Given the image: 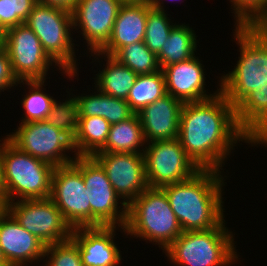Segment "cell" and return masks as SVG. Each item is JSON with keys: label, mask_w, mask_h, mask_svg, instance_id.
Here are the masks:
<instances>
[{"label": "cell", "mask_w": 267, "mask_h": 266, "mask_svg": "<svg viewBox=\"0 0 267 266\" xmlns=\"http://www.w3.org/2000/svg\"><path fill=\"white\" fill-rule=\"evenodd\" d=\"M260 144H262L263 146L267 147V136L264 139L261 138H257V139H253L250 143L251 146H260Z\"/></svg>", "instance_id": "39"}, {"label": "cell", "mask_w": 267, "mask_h": 266, "mask_svg": "<svg viewBox=\"0 0 267 266\" xmlns=\"http://www.w3.org/2000/svg\"><path fill=\"white\" fill-rule=\"evenodd\" d=\"M43 260L44 264L46 262L44 266H84L78 244L72 238L46 246Z\"/></svg>", "instance_id": "32"}, {"label": "cell", "mask_w": 267, "mask_h": 266, "mask_svg": "<svg viewBox=\"0 0 267 266\" xmlns=\"http://www.w3.org/2000/svg\"><path fill=\"white\" fill-rule=\"evenodd\" d=\"M0 266H9L0 247Z\"/></svg>", "instance_id": "41"}, {"label": "cell", "mask_w": 267, "mask_h": 266, "mask_svg": "<svg viewBox=\"0 0 267 266\" xmlns=\"http://www.w3.org/2000/svg\"><path fill=\"white\" fill-rule=\"evenodd\" d=\"M225 219L213 229L185 231L164 251L175 266H231L237 254L233 232Z\"/></svg>", "instance_id": "5"}, {"label": "cell", "mask_w": 267, "mask_h": 266, "mask_svg": "<svg viewBox=\"0 0 267 266\" xmlns=\"http://www.w3.org/2000/svg\"><path fill=\"white\" fill-rule=\"evenodd\" d=\"M148 12L149 4L145 0L124 1L118 11L110 39L99 52L113 56L124 46L144 41Z\"/></svg>", "instance_id": "20"}, {"label": "cell", "mask_w": 267, "mask_h": 266, "mask_svg": "<svg viewBox=\"0 0 267 266\" xmlns=\"http://www.w3.org/2000/svg\"><path fill=\"white\" fill-rule=\"evenodd\" d=\"M96 90L92 94L75 96L78 101L79 117L99 116L113 125L129 119L135 114L126 100L118 99L104 94L98 89Z\"/></svg>", "instance_id": "22"}, {"label": "cell", "mask_w": 267, "mask_h": 266, "mask_svg": "<svg viewBox=\"0 0 267 266\" xmlns=\"http://www.w3.org/2000/svg\"><path fill=\"white\" fill-rule=\"evenodd\" d=\"M1 45L6 49L14 76L18 81L45 80L50 67L62 71L69 80L78 75L63 71L45 52L39 38L25 24L9 28L2 34Z\"/></svg>", "instance_id": "8"}, {"label": "cell", "mask_w": 267, "mask_h": 266, "mask_svg": "<svg viewBox=\"0 0 267 266\" xmlns=\"http://www.w3.org/2000/svg\"><path fill=\"white\" fill-rule=\"evenodd\" d=\"M126 236L139 237L164 250L183 232L162 188L148 187L127 206Z\"/></svg>", "instance_id": "4"}, {"label": "cell", "mask_w": 267, "mask_h": 266, "mask_svg": "<svg viewBox=\"0 0 267 266\" xmlns=\"http://www.w3.org/2000/svg\"><path fill=\"white\" fill-rule=\"evenodd\" d=\"M183 104L167 94L137 113L146 143L177 139Z\"/></svg>", "instance_id": "19"}, {"label": "cell", "mask_w": 267, "mask_h": 266, "mask_svg": "<svg viewBox=\"0 0 267 266\" xmlns=\"http://www.w3.org/2000/svg\"><path fill=\"white\" fill-rule=\"evenodd\" d=\"M90 195L81 174V156L54 167L49 198L72 229L90 227Z\"/></svg>", "instance_id": "10"}, {"label": "cell", "mask_w": 267, "mask_h": 266, "mask_svg": "<svg viewBox=\"0 0 267 266\" xmlns=\"http://www.w3.org/2000/svg\"><path fill=\"white\" fill-rule=\"evenodd\" d=\"M189 24H176L161 50L156 54L160 69L195 56L198 40Z\"/></svg>", "instance_id": "24"}, {"label": "cell", "mask_w": 267, "mask_h": 266, "mask_svg": "<svg viewBox=\"0 0 267 266\" xmlns=\"http://www.w3.org/2000/svg\"><path fill=\"white\" fill-rule=\"evenodd\" d=\"M120 64L133 70L137 75L154 73L160 70L157 56L142 42L120 48L113 56Z\"/></svg>", "instance_id": "28"}, {"label": "cell", "mask_w": 267, "mask_h": 266, "mask_svg": "<svg viewBox=\"0 0 267 266\" xmlns=\"http://www.w3.org/2000/svg\"><path fill=\"white\" fill-rule=\"evenodd\" d=\"M0 194H4V183H3L1 160H0Z\"/></svg>", "instance_id": "40"}, {"label": "cell", "mask_w": 267, "mask_h": 266, "mask_svg": "<svg viewBox=\"0 0 267 266\" xmlns=\"http://www.w3.org/2000/svg\"><path fill=\"white\" fill-rule=\"evenodd\" d=\"M223 171L200 169L191 178L162 187L183 230L216 228L223 220Z\"/></svg>", "instance_id": "3"}, {"label": "cell", "mask_w": 267, "mask_h": 266, "mask_svg": "<svg viewBox=\"0 0 267 266\" xmlns=\"http://www.w3.org/2000/svg\"><path fill=\"white\" fill-rule=\"evenodd\" d=\"M1 42H2V34L0 33V46H1Z\"/></svg>", "instance_id": "42"}, {"label": "cell", "mask_w": 267, "mask_h": 266, "mask_svg": "<svg viewBox=\"0 0 267 266\" xmlns=\"http://www.w3.org/2000/svg\"><path fill=\"white\" fill-rule=\"evenodd\" d=\"M234 11V25L248 23L267 5V0H230Z\"/></svg>", "instance_id": "33"}, {"label": "cell", "mask_w": 267, "mask_h": 266, "mask_svg": "<svg viewBox=\"0 0 267 266\" xmlns=\"http://www.w3.org/2000/svg\"><path fill=\"white\" fill-rule=\"evenodd\" d=\"M77 1L78 0H37L38 3L44 4V5L63 7L70 11L73 9Z\"/></svg>", "instance_id": "36"}, {"label": "cell", "mask_w": 267, "mask_h": 266, "mask_svg": "<svg viewBox=\"0 0 267 266\" xmlns=\"http://www.w3.org/2000/svg\"><path fill=\"white\" fill-rule=\"evenodd\" d=\"M143 155L148 187L162 188L178 183L200 170L178 139L148 142Z\"/></svg>", "instance_id": "13"}, {"label": "cell", "mask_w": 267, "mask_h": 266, "mask_svg": "<svg viewBox=\"0 0 267 266\" xmlns=\"http://www.w3.org/2000/svg\"><path fill=\"white\" fill-rule=\"evenodd\" d=\"M92 157L127 206L148 188L143 153H96Z\"/></svg>", "instance_id": "15"}, {"label": "cell", "mask_w": 267, "mask_h": 266, "mask_svg": "<svg viewBox=\"0 0 267 266\" xmlns=\"http://www.w3.org/2000/svg\"><path fill=\"white\" fill-rule=\"evenodd\" d=\"M144 147L146 141L141 121L138 114H134L125 121L111 125L105 146L97 153H143Z\"/></svg>", "instance_id": "23"}, {"label": "cell", "mask_w": 267, "mask_h": 266, "mask_svg": "<svg viewBox=\"0 0 267 266\" xmlns=\"http://www.w3.org/2000/svg\"><path fill=\"white\" fill-rule=\"evenodd\" d=\"M45 80L21 81L22 85H27L26 92L22 98L21 105L25 109L20 123L47 120L51 106L55 101L54 97L45 93L42 89L46 86ZM44 86V87H43Z\"/></svg>", "instance_id": "27"}, {"label": "cell", "mask_w": 267, "mask_h": 266, "mask_svg": "<svg viewBox=\"0 0 267 266\" xmlns=\"http://www.w3.org/2000/svg\"><path fill=\"white\" fill-rule=\"evenodd\" d=\"M96 61L99 57L104 58L106 65L96 74L95 89L109 96L126 100L130 89L135 83L138 75L129 67L120 64L112 56L104 55L99 51L90 53ZM107 58V59H106Z\"/></svg>", "instance_id": "21"}, {"label": "cell", "mask_w": 267, "mask_h": 266, "mask_svg": "<svg viewBox=\"0 0 267 266\" xmlns=\"http://www.w3.org/2000/svg\"><path fill=\"white\" fill-rule=\"evenodd\" d=\"M124 0H78L71 10L73 32L81 33L88 53L99 51L110 39ZM76 31V32H75Z\"/></svg>", "instance_id": "14"}, {"label": "cell", "mask_w": 267, "mask_h": 266, "mask_svg": "<svg viewBox=\"0 0 267 266\" xmlns=\"http://www.w3.org/2000/svg\"><path fill=\"white\" fill-rule=\"evenodd\" d=\"M25 24L36 34L45 52L63 71L79 72L73 43L75 41L71 34L73 23L70 10L37 3Z\"/></svg>", "instance_id": "7"}, {"label": "cell", "mask_w": 267, "mask_h": 266, "mask_svg": "<svg viewBox=\"0 0 267 266\" xmlns=\"http://www.w3.org/2000/svg\"><path fill=\"white\" fill-rule=\"evenodd\" d=\"M7 212V202L4 194H0V218Z\"/></svg>", "instance_id": "38"}, {"label": "cell", "mask_w": 267, "mask_h": 266, "mask_svg": "<svg viewBox=\"0 0 267 266\" xmlns=\"http://www.w3.org/2000/svg\"><path fill=\"white\" fill-rule=\"evenodd\" d=\"M111 124L103 117H79L78 131L73 138L77 156H93L104 146Z\"/></svg>", "instance_id": "25"}, {"label": "cell", "mask_w": 267, "mask_h": 266, "mask_svg": "<svg viewBox=\"0 0 267 266\" xmlns=\"http://www.w3.org/2000/svg\"><path fill=\"white\" fill-rule=\"evenodd\" d=\"M66 92L69 98L67 97L64 102H59L55 99L48 114L47 121L55 128L66 132L73 139L79 126V107L76 97L73 96L74 94L68 91Z\"/></svg>", "instance_id": "30"}, {"label": "cell", "mask_w": 267, "mask_h": 266, "mask_svg": "<svg viewBox=\"0 0 267 266\" xmlns=\"http://www.w3.org/2000/svg\"><path fill=\"white\" fill-rule=\"evenodd\" d=\"M240 56L227 74L219 77V89L235 107L240 128L253 140L267 136V41L247 25H234Z\"/></svg>", "instance_id": "2"}, {"label": "cell", "mask_w": 267, "mask_h": 266, "mask_svg": "<svg viewBox=\"0 0 267 266\" xmlns=\"http://www.w3.org/2000/svg\"><path fill=\"white\" fill-rule=\"evenodd\" d=\"M167 95L165 77L160 69L157 72L138 75L129 91L126 101L137 114L147 105Z\"/></svg>", "instance_id": "26"}, {"label": "cell", "mask_w": 267, "mask_h": 266, "mask_svg": "<svg viewBox=\"0 0 267 266\" xmlns=\"http://www.w3.org/2000/svg\"><path fill=\"white\" fill-rule=\"evenodd\" d=\"M145 1L153 8H156L159 10H165V7H164L165 5H163L164 4L163 0H145Z\"/></svg>", "instance_id": "37"}, {"label": "cell", "mask_w": 267, "mask_h": 266, "mask_svg": "<svg viewBox=\"0 0 267 266\" xmlns=\"http://www.w3.org/2000/svg\"><path fill=\"white\" fill-rule=\"evenodd\" d=\"M200 59L192 57L163 67L161 70L165 77L166 92L183 103L201 101L216 95L220 89L207 94L205 86V68Z\"/></svg>", "instance_id": "18"}, {"label": "cell", "mask_w": 267, "mask_h": 266, "mask_svg": "<svg viewBox=\"0 0 267 266\" xmlns=\"http://www.w3.org/2000/svg\"><path fill=\"white\" fill-rule=\"evenodd\" d=\"M165 10H159L149 5L147 14L144 44L157 54L166 43L172 28L177 23H172Z\"/></svg>", "instance_id": "29"}, {"label": "cell", "mask_w": 267, "mask_h": 266, "mask_svg": "<svg viewBox=\"0 0 267 266\" xmlns=\"http://www.w3.org/2000/svg\"><path fill=\"white\" fill-rule=\"evenodd\" d=\"M117 226L78 227L72 239L78 244L84 266H118L121 252L115 243Z\"/></svg>", "instance_id": "17"}, {"label": "cell", "mask_w": 267, "mask_h": 266, "mask_svg": "<svg viewBox=\"0 0 267 266\" xmlns=\"http://www.w3.org/2000/svg\"><path fill=\"white\" fill-rule=\"evenodd\" d=\"M37 3V0H0V33L25 23Z\"/></svg>", "instance_id": "31"}, {"label": "cell", "mask_w": 267, "mask_h": 266, "mask_svg": "<svg viewBox=\"0 0 267 266\" xmlns=\"http://www.w3.org/2000/svg\"><path fill=\"white\" fill-rule=\"evenodd\" d=\"M7 211L46 246L68 241L72 237V227L50 198L9 202Z\"/></svg>", "instance_id": "12"}, {"label": "cell", "mask_w": 267, "mask_h": 266, "mask_svg": "<svg viewBox=\"0 0 267 266\" xmlns=\"http://www.w3.org/2000/svg\"><path fill=\"white\" fill-rule=\"evenodd\" d=\"M81 174L85 187L91 194L90 227L118 226L123 233L127 205L116 194L104 169L92 156H81ZM119 204L121 205L118 206Z\"/></svg>", "instance_id": "11"}, {"label": "cell", "mask_w": 267, "mask_h": 266, "mask_svg": "<svg viewBox=\"0 0 267 266\" xmlns=\"http://www.w3.org/2000/svg\"><path fill=\"white\" fill-rule=\"evenodd\" d=\"M262 40L267 41V5L247 25Z\"/></svg>", "instance_id": "35"}, {"label": "cell", "mask_w": 267, "mask_h": 266, "mask_svg": "<svg viewBox=\"0 0 267 266\" xmlns=\"http://www.w3.org/2000/svg\"><path fill=\"white\" fill-rule=\"evenodd\" d=\"M0 142V160L6 202L49 198L54 166L22 152L6 137ZM17 197L18 199H16Z\"/></svg>", "instance_id": "6"}, {"label": "cell", "mask_w": 267, "mask_h": 266, "mask_svg": "<svg viewBox=\"0 0 267 266\" xmlns=\"http://www.w3.org/2000/svg\"><path fill=\"white\" fill-rule=\"evenodd\" d=\"M6 138L19 150L42 159L54 167L72 163L75 154L73 139L63 130L55 128L47 120L20 123ZM70 150V151H69ZM74 153L73 157L66 152Z\"/></svg>", "instance_id": "9"}, {"label": "cell", "mask_w": 267, "mask_h": 266, "mask_svg": "<svg viewBox=\"0 0 267 266\" xmlns=\"http://www.w3.org/2000/svg\"><path fill=\"white\" fill-rule=\"evenodd\" d=\"M0 247L9 266L42 261L46 245L23 228L7 211L0 218Z\"/></svg>", "instance_id": "16"}, {"label": "cell", "mask_w": 267, "mask_h": 266, "mask_svg": "<svg viewBox=\"0 0 267 266\" xmlns=\"http://www.w3.org/2000/svg\"><path fill=\"white\" fill-rule=\"evenodd\" d=\"M177 139L199 169L218 171L223 170L238 142L252 141L240 128L235 107L221 91L208 99L183 104Z\"/></svg>", "instance_id": "1"}, {"label": "cell", "mask_w": 267, "mask_h": 266, "mask_svg": "<svg viewBox=\"0 0 267 266\" xmlns=\"http://www.w3.org/2000/svg\"><path fill=\"white\" fill-rule=\"evenodd\" d=\"M21 85V81L14 76L11 62L6 49L0 46V93L4 90H9Z\"/></svg>", "instance_id": "34"}]
</instances>
